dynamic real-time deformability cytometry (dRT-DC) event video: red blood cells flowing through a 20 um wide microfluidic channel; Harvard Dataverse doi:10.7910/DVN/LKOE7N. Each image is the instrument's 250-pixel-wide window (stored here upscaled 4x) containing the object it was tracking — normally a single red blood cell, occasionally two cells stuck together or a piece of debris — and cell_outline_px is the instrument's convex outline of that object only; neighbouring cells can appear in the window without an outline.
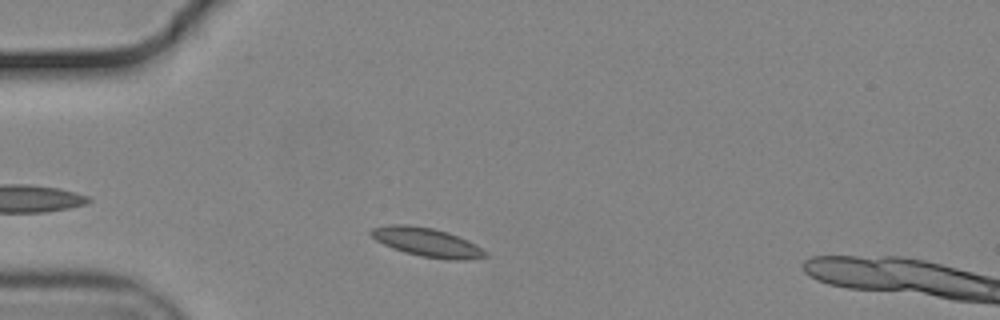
{"species": "common noctule bat (a hibernating species)", "species_latin": "Nyctalus noctula", "temperature_condition": "cold", "stored_images_in_passage": 35, "camera_frame_rate_fps": 3000, "um_per_image_px": 0.085, "animal": {"sex": "male", "body_mass_g": 19.2, "forearm_length_mm": 51.8}, "frame": {"image": 1, "passage_image": 5, "time_ms": 1.333, "image_size_px": [1000, 320], "cell_outline_px": [[488, 256], [464, 260], [448, 260], [420, 256], [404, 252], [392, 248], [376, 240], [368, 232], [372, 228], [392, 224], [408, 224], [432, 228], [448, 232], [468, 240], [476, 244], [488, 252]], "centroid_in_image_um": [36.31, 20.59], "position_along_channel_um": 48.7, "area_um2": 19.31}}
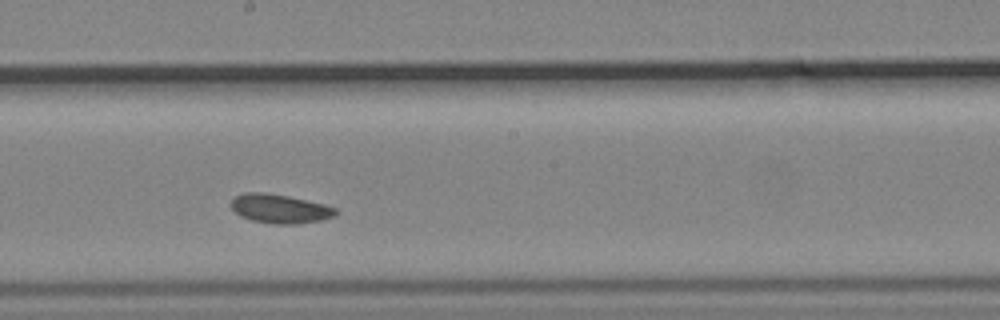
{"frame": {"image": 2, "passage_image": 21, "time_ms": 6.667, "image_size_px": [1000, 320], "cell_outline_px": [[336, 216], [320, 220], [296, 224], [272, 224], [252, 220], [240, 216], [232, 208], [232, 200], [236, 196], [244, 192], [264, 192], [288, 196], [324, 204], [336, 208]], "centroid_in_image_um": [23.79, 17.74], "position_along_channel_um": 224.4, "area_um2": 17.57}}
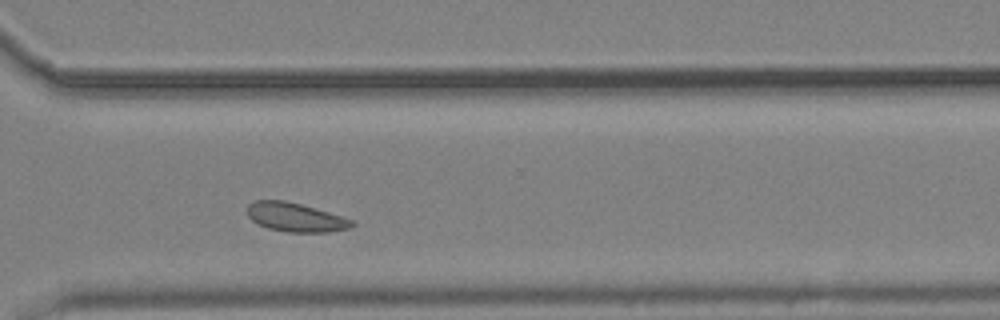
{"frame": {"image": 3, "passage_image": 31, "time_ms": 10.0, "image_size_px": [1000, 320], "cell_outline_px": [[356, 224], [348, 228], [328, 232], [288, 232], [268, 228], [252, 220], [248, 216], [248, 204], [256, 200], [284, 200], [300, 204], [344, 216], [352, 220]], "centroid_in_image_um": [25.13, 18.46], "position_along_channel_um": 345.5, "area_um2": 17.51}, "authors_computed_cell_mechanics": {"area_um2": 17.5712, "velocity_mm_per_s": 3.6326, "shape_relaxation_time_tau1_ms": null, "shape_relaxation_time_tau2_ms": 2.7911, "deformation_change_tau1": null, "deformation_change_tau2": 0.0543}}